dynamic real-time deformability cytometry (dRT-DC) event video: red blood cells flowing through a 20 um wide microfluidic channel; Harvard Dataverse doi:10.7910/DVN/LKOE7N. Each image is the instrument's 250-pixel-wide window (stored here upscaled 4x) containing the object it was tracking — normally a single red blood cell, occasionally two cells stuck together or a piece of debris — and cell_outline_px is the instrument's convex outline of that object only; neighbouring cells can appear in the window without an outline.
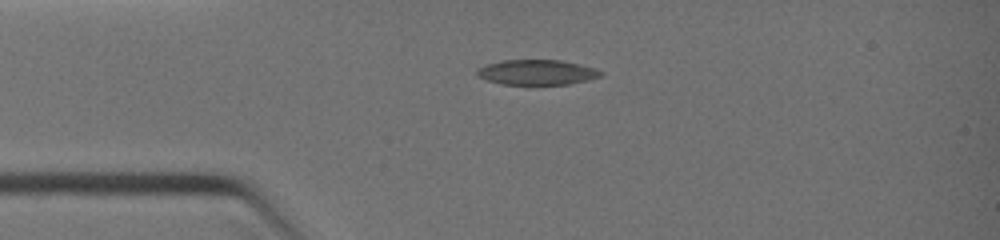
{"species": "common noctule bat (a hibernating species)", "species_latin": "Nyctalus noctula", "temperature_condition": "warm", "stored_images_in_passage": 4, "camera_frame_rate_fps": 3000, "um_per_image_px": 0.085, "animal": {"sex": "female", "body_mass_g": 19.0, "forearm_length_mm": 51.5}, "frame": {"image": 1, "passage_image": 3, "time_ms": 2.333, "image_size_px": [1000, 240], "cell_outline_px": [[604, 72], [600, 76], [588, 80], [568, 84], [500, 84], [476, 76], [476, 68], [488, 64], [504, 60], [560, 60], [580, 64], [596, 68]], "centroid_in_image_um": [45.63, 6.14], "position_along_channel_um": 39.4, "area_um2": 18.09}}
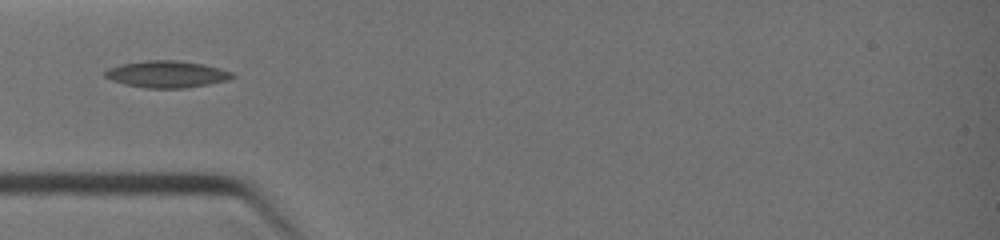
{"frame": {"image": 2, "passage_image": 4, "time_ms": 3.333, "image_size_px": [1000, 240], "cell_outline_px": [[236, 76], [228, 80], [208, 84], [184, 88], [148, 88], [124, 84], [112, 80], [104, 76], [104, 72], [108, 68], [120, 64], [144, 60], [176, 60], [204, 64], [220, 68], [232, 72]], "centroid_in_image_um": [14.18, 6.3], "position_along_channel_um": 70.8, "area_um2": 19.94}}